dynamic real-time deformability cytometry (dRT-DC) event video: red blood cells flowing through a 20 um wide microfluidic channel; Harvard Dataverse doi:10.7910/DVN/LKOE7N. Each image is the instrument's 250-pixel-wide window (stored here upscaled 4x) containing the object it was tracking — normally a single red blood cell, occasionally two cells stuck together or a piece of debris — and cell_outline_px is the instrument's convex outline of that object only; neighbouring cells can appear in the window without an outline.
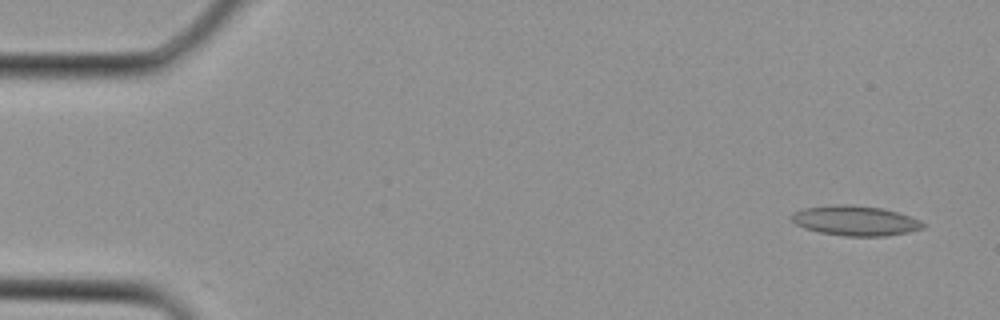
{"species": "Egyptian fruit bat (a non-hibernating species)", "species_latin": "Rousettus aegyptiacus", "temperature_condition": "cold", "stored_images_in_passage": 2, "camera_frame_rate_fps": 3000, "um_per_image_px": 0.085, "animal": {"sex": "female"}, "frame": {"image": 1, "passage_image": 2, "time_ms": 0.333, "image_size_px": [1000, 320], "cell_outline_px": [[924, 228], [908, 232], [884, 236], [844, 236], [820, 232], [804, 228], [796, 224], [792, 220], [792, 212], [804, 208], [836, 204], [848, 204], [880, 208], [912, 216], [920, 220], [924, 224]], "centroid_in_image_um": [72.7, 18.75], "position_along_channel_um": 12.3, "area_um2": 22.83}}